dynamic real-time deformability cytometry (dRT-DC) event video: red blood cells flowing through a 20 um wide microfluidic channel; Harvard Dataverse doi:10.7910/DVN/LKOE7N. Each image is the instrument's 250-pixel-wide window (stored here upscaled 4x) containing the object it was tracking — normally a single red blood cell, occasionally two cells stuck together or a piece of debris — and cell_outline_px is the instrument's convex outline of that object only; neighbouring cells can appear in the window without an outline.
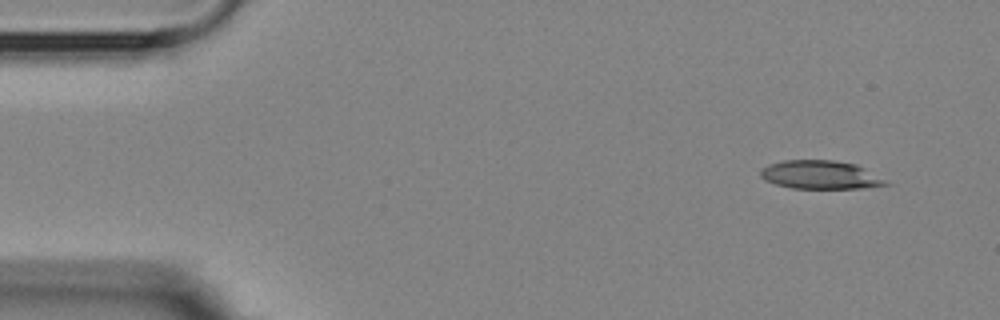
{"species": "Egyptian fruit bat (a non-hibernating species)", "species_latin": "Rousettus aegyptiacus", "temperature_condition": "room temperature", "stored_images_in_passage": 4, "camera_frame_rate_fps": 3000, "um_per_image_px": 0.085, "animal": {"sex": "female"}, "frame": {"image": 1, "passage_image": 1, "time_ms": 0.0, "image_size_px": [1000, 320], "cell_outline_px": [[892, 184], [864, 188], [792, 188], [776, 184], [764, 180], [760, 176], [760, 168], [768, 164], [784, 160], [832, 160], [856, 164], [864, 168]], "centroid_in_image_um": [69.69, 14.85], "position_along_channel_um": 15.3, "area_um2": 20.75}}
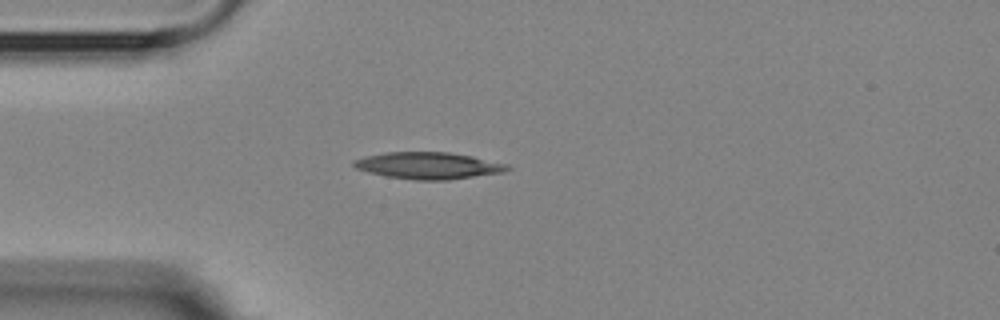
{"frame": {"image": 2, "passage_image": 4, "time_ms": 3.333, "image_size_px": [1000, 320], "cell_outline_px": [[512, 168], [504, 172], [448, 180], [416, 180], [388, 176], [368, 172], [356, 168], [352, 164], [352, 160], [364, 156], [384, 152], [448, 152], [472, 156], [508, 164]], "centroid_in_image_um": [36.4, 14.07], "position_along_channel_um": 48.6, "area_um2": 23.99}}